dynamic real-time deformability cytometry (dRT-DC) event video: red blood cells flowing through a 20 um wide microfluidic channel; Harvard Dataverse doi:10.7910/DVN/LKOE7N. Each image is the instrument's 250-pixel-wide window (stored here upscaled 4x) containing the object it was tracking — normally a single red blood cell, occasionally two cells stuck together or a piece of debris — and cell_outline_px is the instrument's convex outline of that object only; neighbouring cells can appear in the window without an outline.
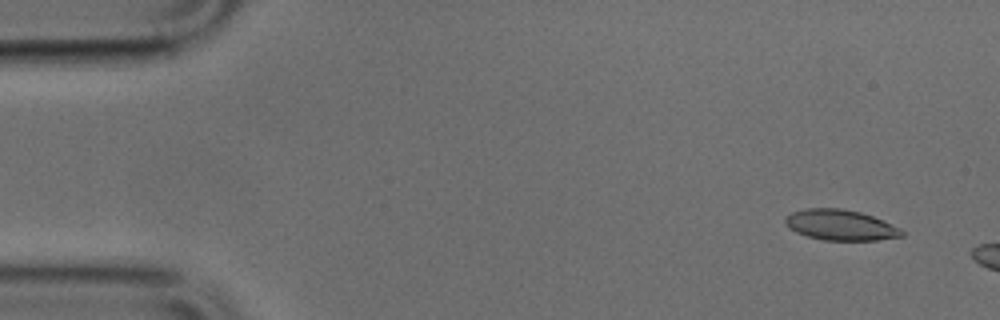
{"species": "common noctule bat (a hibernating species)", "species_latin": "Nyctalus noctula", "temperature_condition": "cold", "stored_images_in_passage": 5, "camera_frame_rate_fps": 3000, "um_per_image_px": 0.085, "animal": {"sex": "male", "body_mass_g": 17.9, "forearm_length_mm": 54.2}, "frame": {"image": 1, "passage_image": 1, "time_ms": 0.0, "image_size_px": [1000, 320], "cell_outline_px": [[904, 236], [876, 240], [824, 240], [808, 236], [796, 232], [788, 228], [784, 220], [792, 212], [804, 208], [840, 208], [860, 212], [884, 220], [900, 228], [904, 232]], "centroid_in_image_um": [71.45, 19.12], "position_along_channel_um": 13.6, "area_um2": 20.75}}